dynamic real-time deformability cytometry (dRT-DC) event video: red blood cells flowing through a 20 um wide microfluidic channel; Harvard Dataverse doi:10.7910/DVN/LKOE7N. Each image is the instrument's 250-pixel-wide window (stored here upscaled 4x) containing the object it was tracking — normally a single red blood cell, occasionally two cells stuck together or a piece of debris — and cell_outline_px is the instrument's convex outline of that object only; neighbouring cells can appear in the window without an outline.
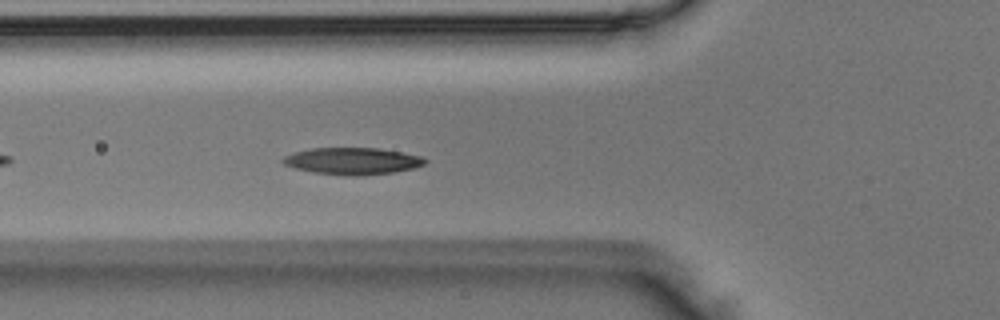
{"species": "Egyptian fruit bat (a non-hibernating species)", "species_latin": "Rousettus aegyptiacus", "temperature_condition": "room temperature", "stored_images_in_passage": 38, "camera_frame_rate_fps": 3000, "um_per_image_px": 0.085, "animal": {"sex": "male"}, "frame": {"image": 1, "passage_image": 6, "time_ms": 1.667, "image_size_px": [1000, 320], "cell_outline_px": [[428, 160], [424, 164], [416, 168], [392, 172], [364, 176], [344, 176], [312, 172], [296, 168], [284, 164], [280, 160], [284, 156], [296, 152], [312, 148], [380, 148], [420, 156]], "centroid_in_image_um": [29.97, 13.7], "position_along_channel_um": 95.8, "area_um2": 22.31}}
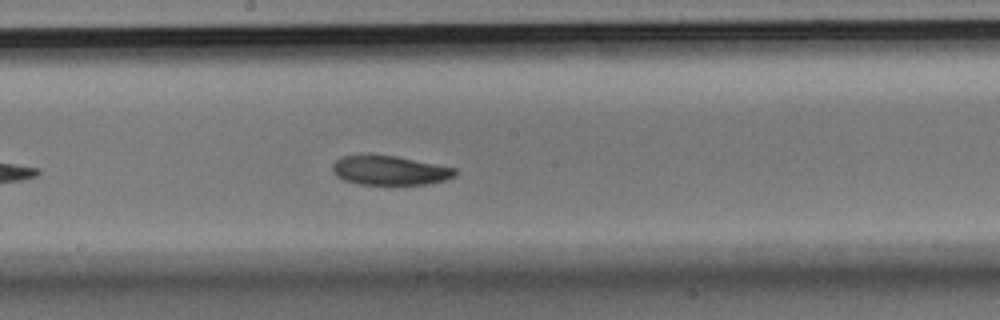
{"frame": {"image": 2, "passage_image": 15, "time_ms": 4.667, "image_size_px": [1000, 320], "cell_outline_px": [[456, 176], [432, 184], [360, 184], [344, 180], [336, 176], [332, 172], [332, 164], [336, 160], [344, 156], [396, 156], [456, 168]], "centroid_in_image_um": [33.15, 14.5], "position_along_channel_um": 215.1, "area_um2": 20.63}}
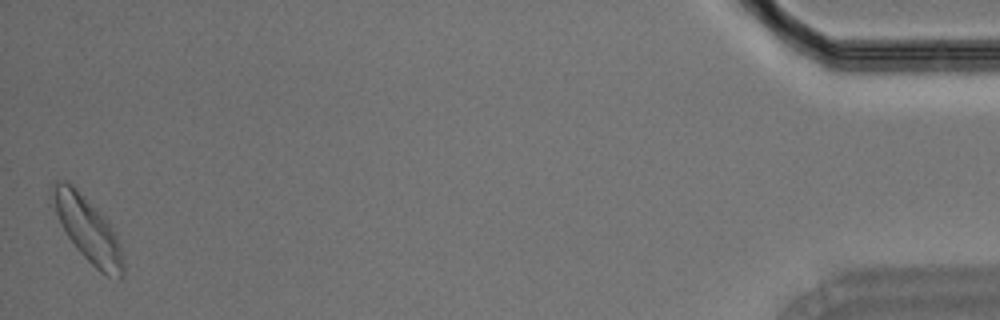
{"frame": {"image": 3, "passage_image": 38, "time_ms": 12.333, "image_size_px": [1000, 320], "cell_outline_px": [[124, 276], [120, 280], [104, 276], [76, 248], [68, 236], [48, 204], [48, 188], [56, 180], [68, 180], [104, 216], [120, 240], [124, 260]], "centroid_in_image_um": [7.41, 19.45], "position_along_channel_um": 427.8, "area_um2": 27.63}}